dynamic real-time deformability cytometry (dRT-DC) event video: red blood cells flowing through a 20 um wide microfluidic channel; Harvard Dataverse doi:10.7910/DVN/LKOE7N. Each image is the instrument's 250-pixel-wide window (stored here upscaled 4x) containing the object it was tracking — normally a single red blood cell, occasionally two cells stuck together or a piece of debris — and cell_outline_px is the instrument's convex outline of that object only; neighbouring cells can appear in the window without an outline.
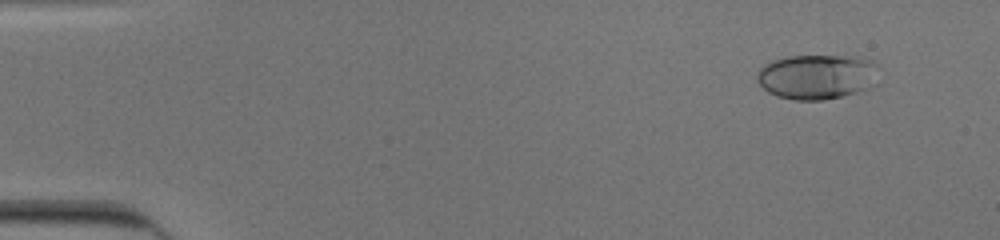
{"species": "human", "species_latin": "Homo sapiens", "temperature_condition": "cold", "stored_images_in_passage": 53, "camera_frame_rate_fps": 3000, "um_per_image_px": 0.085, "donor": {"sex": "male"}, "frame": {"image": 1, "passage_image": 5, "time_ms": 1.333, "image_size_px": [1000, 240], "cell_outline_px": [[880, 84], [872, 88], [824, 100], [792, 100], [776, 96], [768, 92], [756, 80], [756, 72], [764, 64], [772, 60], [788, 56], [860, 56], [872, 60], [880, 64]], "centroid_in_image_um": [69.55, 6.51], "position_along_channel_um": 15.5, "area_um2": 32.95}}
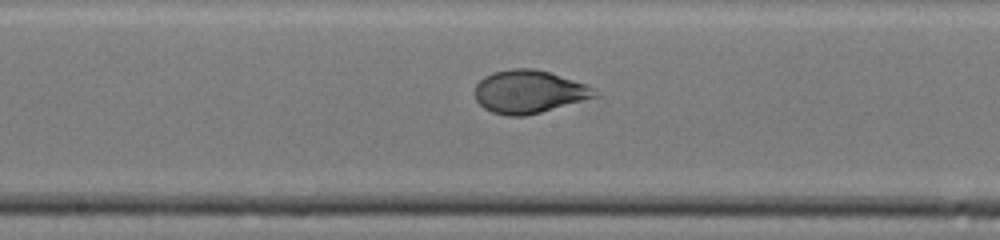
{"frame": {"image": 2, "passage_image": 29, "time_ms": 9.333, "image_size_px": [1000, 240], "cell_outline_px": [[596, 96], [540, 112], [524, 116], [508, 116], [492, 112], [484, 108], [476, 100], [476, 84], [484, 76], [492, 72], [512, 68], [532, 68], [548, 72], [584, 84]], "centroid_in_image_um": [44.84, 7.79], "position_along_channel_um": 203.4, "area_um2": 29.19}}
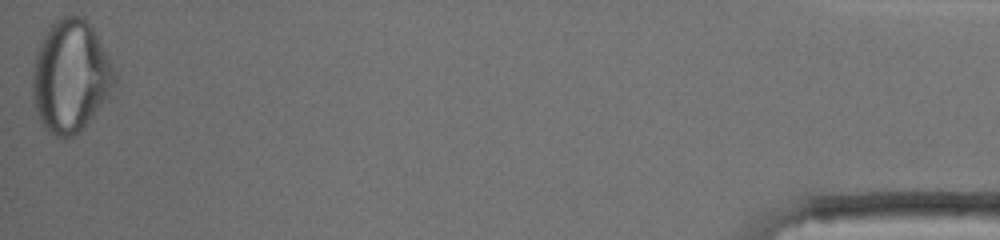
{"frame": {"image": 3, "passage_image": 53, "time_ms": 17.333, "image_size_px": [1000, 240], "cell_outline_px": [[116, 80], [112, 88], [92, 116], [72, 136], [64, 140], [56, 136], [44, 128], [40, 120], [32, 100], [32, 72], [36, 52], [48, 28], [56, 20], [64, 16], [80, 16], [88, 20], [116, 72]], "centroid_in_image_um": [5.96, 6.47], "position_along_channel_um": 429.2, "area_um2": 52.83}, "authors_computed_cell_mechanics": {"area_um2": 30.4606, "velocity_mm_per_s": 3.9287, "shape_relaxation_time_tau1_ms": 3.4793, "shape_relaxation_time_tau2_ms": null, "deformation_change_tau1": 0.1518, "deformation_change_tau2": null}}